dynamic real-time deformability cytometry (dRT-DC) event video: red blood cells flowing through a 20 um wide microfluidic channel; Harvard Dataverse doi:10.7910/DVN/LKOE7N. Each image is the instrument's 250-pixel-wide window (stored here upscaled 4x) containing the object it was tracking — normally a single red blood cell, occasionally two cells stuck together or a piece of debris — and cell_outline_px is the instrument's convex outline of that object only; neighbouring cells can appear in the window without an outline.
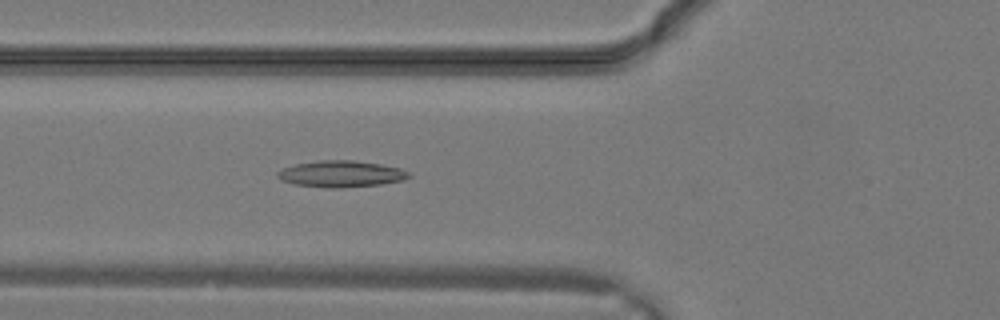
{"species": "common noctule bat (a hibernating species)", "species_latin": "Nyctalus noctula", "temperature_condition": "warm", "stored_images_in_passage": 3, "camera_frame_rate_fps": 3000, "um_per_image_px": 0.085, "animal": {"sex": "male", "body_mass_g": 19.2, "forearm_length_mm": 51.8}, "frame": {"image": 1, "passage_image": 3, "time_ms": 0.667, "image_size_px": [1000, 320], "cell_outline_px": [[412, 176], [404, 180], [380, 184], [340, 188], [328, 188], [296, 184], [280, 180], [276, 176], [276, 172], [284, 168], [296, 164], [320, 160], [352, 160], [380, 164], [400, 168], [408, 172]], "centroid_in_image_um": [28.99, 14.78], "position_along_channel_um": 96.8, "area_um2": 20.17}}